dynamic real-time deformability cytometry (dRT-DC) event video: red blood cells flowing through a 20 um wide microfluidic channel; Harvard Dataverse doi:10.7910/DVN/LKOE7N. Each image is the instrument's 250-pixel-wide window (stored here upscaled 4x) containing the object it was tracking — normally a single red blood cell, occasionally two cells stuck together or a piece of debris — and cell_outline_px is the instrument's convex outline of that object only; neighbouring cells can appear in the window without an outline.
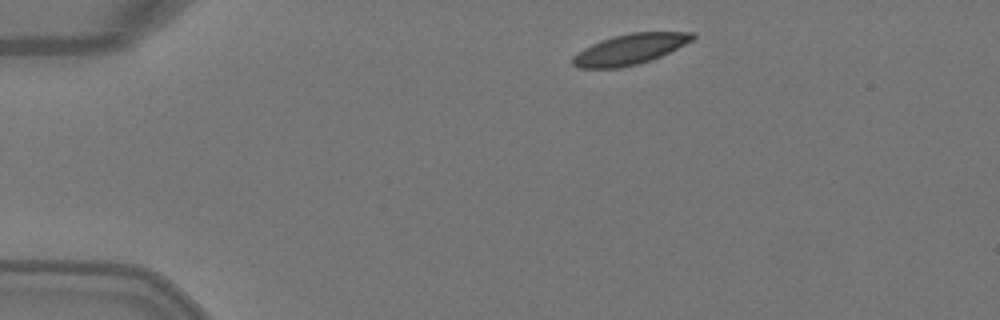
{"species": "Egyptian fruit bat (a non-hibernating species)", "species_latin": "Rousettus aegyptiacus", "temperature_condition": "warm", "stored_images_in_passage": 2, "camera_frame_rate_fps": 3000, "um_per_image_px": 0.085, "animal": {"sex": "female"}, "frame": {"image": 1, "passage_image": 1, "time_ms": 0.0, "image_size_px": [1000, 320], "cell_outline_px": [[696, 36], [692, 40], [652, 60], [620, 68], [576, 68], [572, 64], [572, 56], [584, 48], [600, 40], [632, 32], [696, 32]], "centroid_in_image_um": [53.51, 4.19], "position_along_channel_um": 31.5, "area_um2": 21.15}}